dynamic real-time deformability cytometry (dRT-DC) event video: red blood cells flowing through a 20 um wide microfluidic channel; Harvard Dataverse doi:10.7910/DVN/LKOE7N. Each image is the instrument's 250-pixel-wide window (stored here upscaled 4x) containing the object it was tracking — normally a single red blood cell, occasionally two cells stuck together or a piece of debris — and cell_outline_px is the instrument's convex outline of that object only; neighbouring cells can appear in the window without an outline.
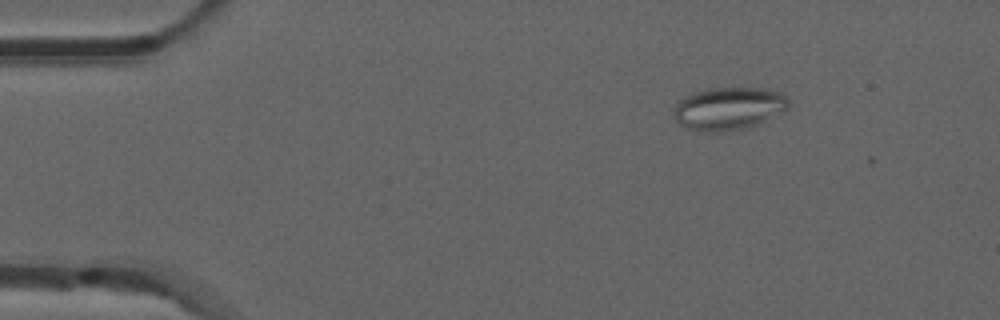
{"species": "common noctule bat (a hibernating species)", "species_latin": "Nyctalus noctula", "temperature_condition": "room temperature", "stored_images_in_passage": 10, "camera_frame_rate_fps": 3000, "um_per_image_px": 0.085, "animal": {"sex": "male", "forearm_length_mm": 52.5}, "frame": {"image": 1, "passage_image": 2, "time_ms": 0.333, "image_size_px": [1000, 320], "cell_outline_px": [[788, 108], [784, 112], [760, 124], [744, 128], [724, 132], [696, 132], [676, 124], [672, 116], [672, 108], [684, 96], [692, 92], [708, 88], [764, 88], [780, 92], [788, 96]], "centroid_in_image_um": [61.89, 9.24], "position_along_channel_um": 23.1, "area_um2": 29.54}}